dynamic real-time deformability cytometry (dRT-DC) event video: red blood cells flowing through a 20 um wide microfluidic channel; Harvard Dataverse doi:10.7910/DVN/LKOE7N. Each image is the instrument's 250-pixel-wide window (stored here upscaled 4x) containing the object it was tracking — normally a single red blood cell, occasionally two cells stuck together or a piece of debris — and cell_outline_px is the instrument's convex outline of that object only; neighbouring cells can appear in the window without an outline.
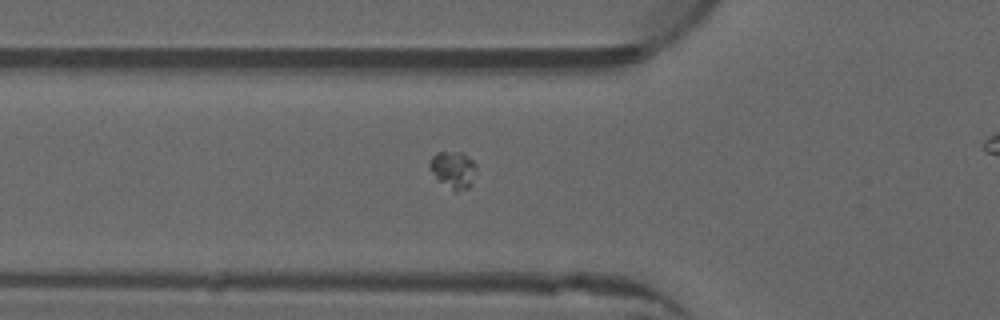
{"species": "common noctule bat (a hibernating species)", "species_latin": "Nyctalus noctula", "temperature_condition": "warm", "stored_images_in_passage": 37, "camera_frame_rate_fps": 3000, "um_per_image_px": 0.085, "animal": {"sex": "male", "forearm_length_mm": 52.5}, "frame": {"image": 1, "passage_image": 10, "time_ms": 3.0, "image_size_px": [1000, 320], "cell_outline_px": [[476, 168], [472, 184], [468, 188], [456, 192], [436, 180], [428, 168], [428, 164], [432, 156], [436, 152], [460, 152], [472, 160], [476, 164]], "centroid_in_image_um": [38.49, 14.44], "position_along_channel_um": 87.3, "area_um2": 10.23}}
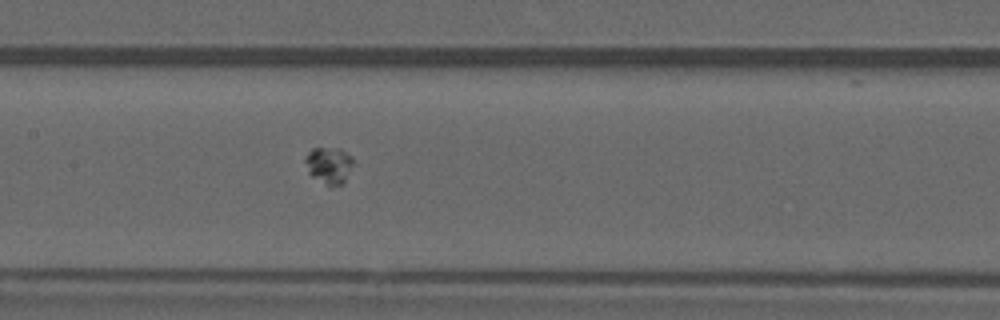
{"frame": {"image": 2, "passage_image": 17, "time_ms": 5.333, "image_size_px": [1000, 320], "cell_outline_px": [[352, 164], [344, 184], [328, 184], [312, 176], [308, 172], [304, 160], [308, 152], [312, 148], [340, 148], [352, 156]], "centroid_in_image_um": [27.95, 14.0], "position_along_channel_um": 179.4, "area_um2": 10.0}}
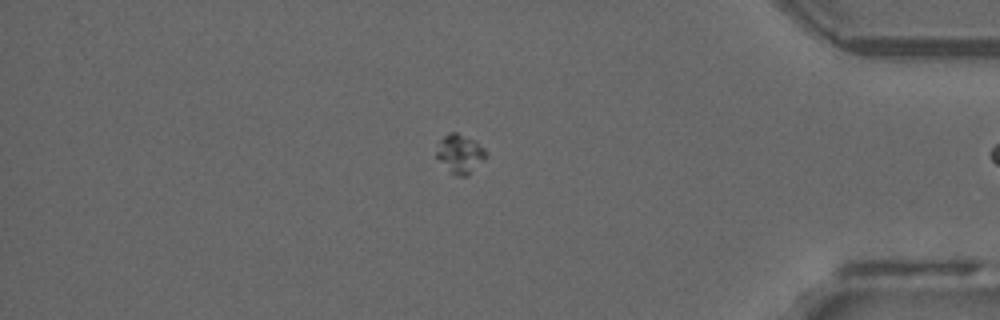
{"frame": {"image": 3, "passage_image": 36, "time_ms": 11.667, "image_size_px": [1000, 320], "cell_outline_px": [[484, 160], [468, 176], [456, 176], [436, 156], [436, 152], [440, 140], [448, 132], [456, 132], [476, 140], [484, 148]], "centroid_in_image_um": [39.11, 13.05], "position_along_channel_um": 396.1, "area_um2": 10.98}}